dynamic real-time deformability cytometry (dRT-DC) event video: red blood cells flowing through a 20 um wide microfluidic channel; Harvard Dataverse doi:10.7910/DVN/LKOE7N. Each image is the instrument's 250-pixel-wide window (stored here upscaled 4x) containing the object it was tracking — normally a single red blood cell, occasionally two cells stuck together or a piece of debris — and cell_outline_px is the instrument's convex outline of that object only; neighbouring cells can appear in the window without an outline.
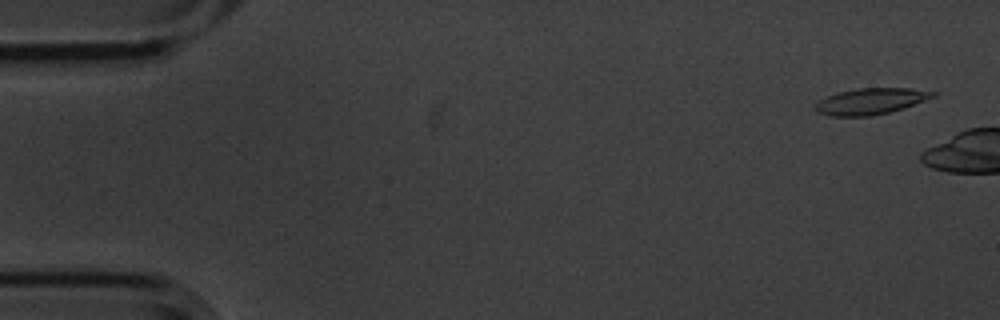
{"species": "common noctule bat (a hibernating species)", "species_latin": "Nyctalus noctula", "temperature_condition": "cold", "stored_images_in_passage": 3, "camera_frame_rate_fps": 3000, "um_per_image_px": 0.085, "animal": {"sex": "male", "body_mass_g": 20.1, "forearm_length_mm": 53.5}, "frame": {"image": 1, "passage_image": 1, "time_ms": 0.0, "image_size_px": [1000, 320], "cell_outline_px": [[936, 96], [904, 108], [888, 112], [868, 116], [828, 116], [816, 112], [816, 104], [820, 100], [836, 92], [856, 88], [908, 88], [936, 92]], "centroid_in_image_um": [73.99, 8.6], "position_along_channel_um": 11.0, "area_um2": 17.86}}